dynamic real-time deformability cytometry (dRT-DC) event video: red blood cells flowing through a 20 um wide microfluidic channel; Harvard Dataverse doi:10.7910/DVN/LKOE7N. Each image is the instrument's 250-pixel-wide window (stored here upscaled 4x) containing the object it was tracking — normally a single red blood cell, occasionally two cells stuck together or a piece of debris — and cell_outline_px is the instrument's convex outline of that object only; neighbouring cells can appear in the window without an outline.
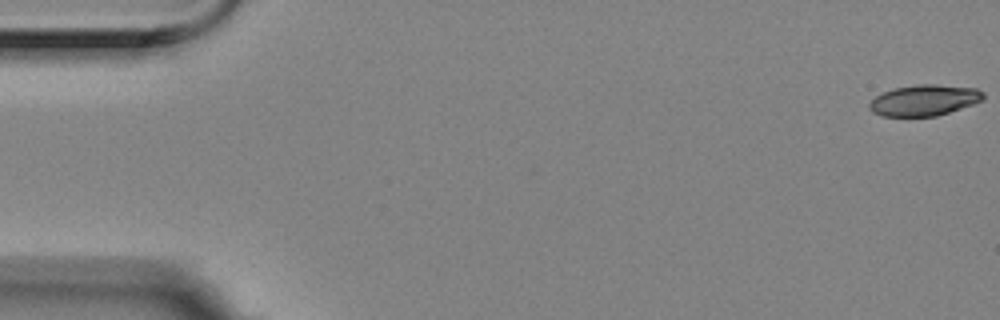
{"species": "Egyptian fruit bat (a non-hibernating species)", "species_latin": "Rousettus aegyptiacus", "temperature_condition": "room temperature", "stored_images_in_passage": 4, "camera_frame_rate_fps": 3000, "um_per_image_px": 0.085, "animal": {"sex": "female"}, "frame": {"image": 1, "passage_image": 1, "time_ms": 0.0, "image_size_px": [1000, 320], "cell_outline_px": [[984, 100], [936, 116], [880, 116], [872, 112], [868, 108], [868, 104], [876, 96], [884, 92], [896, 88], [920, 84], [936, 84], [976, 88], [984, 92]], "centroid_in_image_um": [78.56, 8.52], "position_along_channel_um": 6.4, "area_um2": 20.46}}